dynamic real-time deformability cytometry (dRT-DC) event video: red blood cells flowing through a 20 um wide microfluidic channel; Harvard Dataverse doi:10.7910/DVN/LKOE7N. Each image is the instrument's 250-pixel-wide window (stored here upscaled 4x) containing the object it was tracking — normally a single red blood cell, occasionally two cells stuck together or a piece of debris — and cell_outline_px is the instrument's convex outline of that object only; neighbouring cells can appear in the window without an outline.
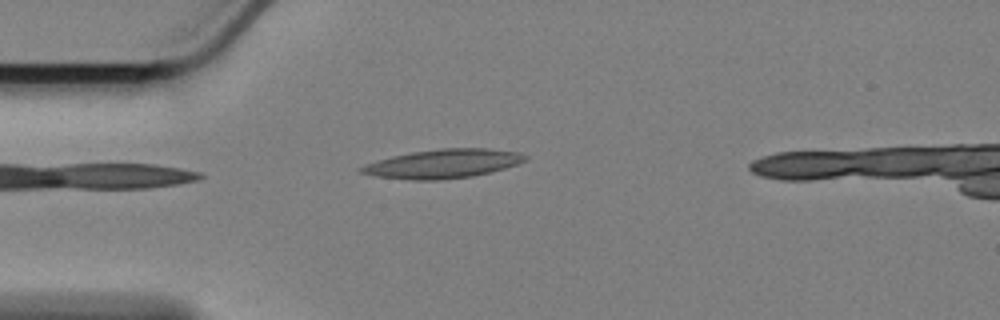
{"species": "Egyptian fruit bat (a non-hibernating species)", "species_latin": "Rousettus aegyptiacus", "temperature_condition": "cold", "stored_images_in_passage": 40, "camera_frame_rate_fps": 3000, "um_per_image_px": 0.085, "animal": {"sex": "female"}, "frame": {"image": 1, "passage_image": 1, "time_ms": 0.0, "image_size_px": [1000, 320], "cell_outline_px": [[528, 160], [504, 168], [472, 176], [436, 180], [412, 180], [376, 176], [360, 172], [360, 168], [368, 164], [392, 156], [412, 152], [444, 148], [488, 148], [520, 152], [528, 156]], "centroid_in_image_um": [37.72, 13.91], "position_along_channel_um": 47.3, "area_um2": 27.22}}
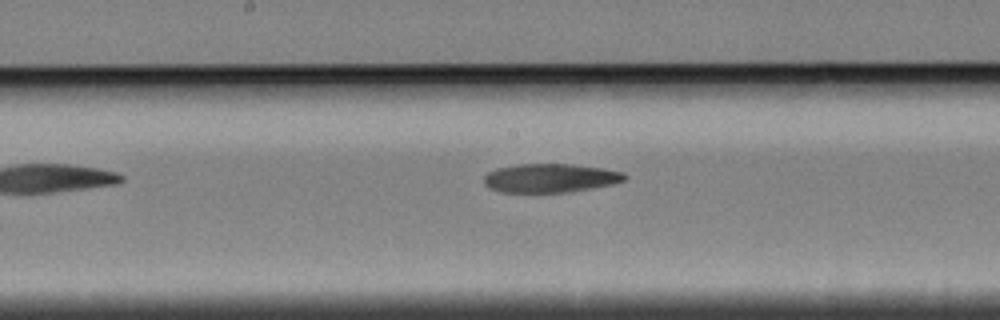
{"frame": {"image": 2, "passage_image": 16, "time_ms": 5.0, "image_size_px": [1000, 320], "cell_outline_px": [[628, 176], [624, 180], [612, 184], [592, 188], [568, 192], [500, 192], [484, 184], [484, 176], [488, 172], [496, 168], [520, 164], [572, 164], [604, 168], [624, 172]], "centroid_in_image_um": [46.79, 15.13], "position_along_channel_um": 201.4, "area_um2": 23.58}}
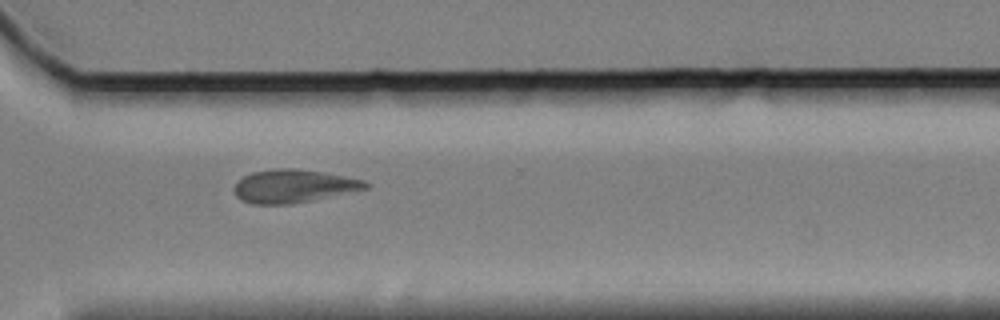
{"frame": {"image": 3, "passage_image": 29, "time_ms": 9.333, "image_size_px": [1000, 320], "cell_outline_px": [[368, 188], [312, 200], [292, 204], [252, 204], [240, 200], [236, 196], [236, 180], [252, 172], [276, 168], [292, 168], [320, 172], [344, 176], [364, 180], [368, 184]], "centroid_in_image_um": [24.91, 15.82], "position_along_channel_um": 345.7, "area_um2": 25.09}}